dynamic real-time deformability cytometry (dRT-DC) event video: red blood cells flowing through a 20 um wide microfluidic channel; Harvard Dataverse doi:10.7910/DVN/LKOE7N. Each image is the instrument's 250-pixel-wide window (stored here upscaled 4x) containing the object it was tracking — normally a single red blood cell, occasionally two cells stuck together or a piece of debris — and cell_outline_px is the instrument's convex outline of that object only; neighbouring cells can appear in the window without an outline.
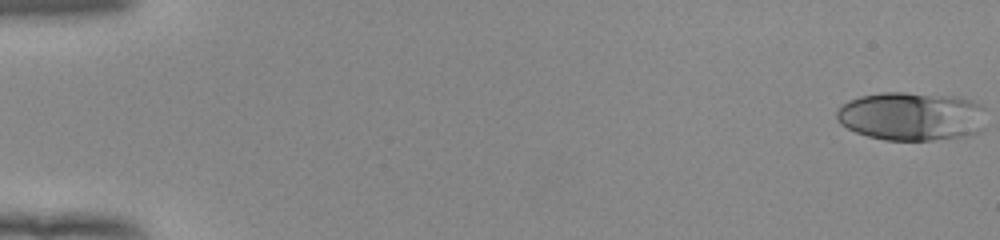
{"species": "human", "species_latin": "Homo sapiens", "temperature_condition": "room temperature", "stored_images_in_passage": 53, "camera_frame_rate_fps": 3000, "um_per_image_px": 0.085, "donor": {"sex": "female"}, "frame": {"image": 1, "passage_image": 1, "time_ms": 0.0, "image_size_px": [1000, 240], "cell_outline_px": [[984, 128], [980, 132], [960, 136], [932, 140], [884, 140], [868, 136], [856, 132], [840, 124], [836, 116], [836, 112], [848, 100], [860, 96], [880, 92], [904, 92], [960, 96], [984, 104]], "centroid_in_image_um": [77.52, 9.86], "position_along_channel_um": 7.5, "area_um2": 42.83}}
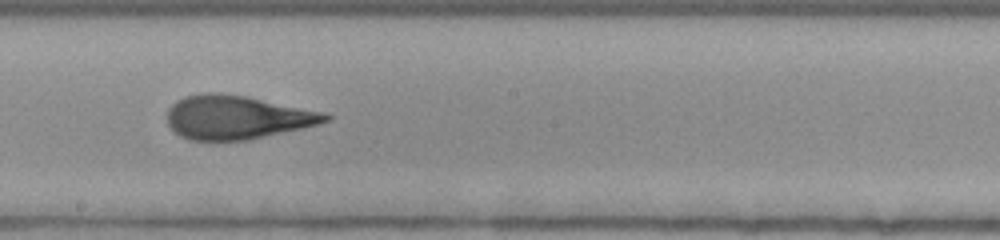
{"frame": {"image": 2, "passage_image": 31, "time_ms": 10.0, "image_size_px": [1000, 240], "cell_outline_px": [[332, 120], [320, 124], [248, 140], [192, 140], [180, 136], [168, 124], [168, 108], [176, 100], [184, 96], [200, 92], [216, 92], [248, 96], [324, 112], [332, 116]], "centroid_in_image_um": [20.15, 9.95], "position_along_channel_um": 228.1, "area_um2": 40.52}}
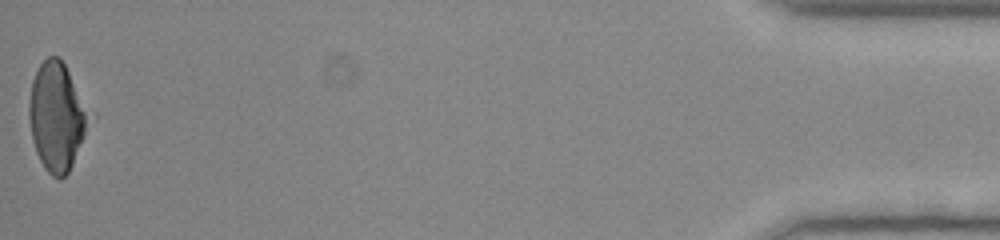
{"frame": {"image": 3, "passage_image": 53, "time_ms": 17.333, "image_size_px": [1000, 240], "cell_outline_px": [[96, 116], [68, 172], [60, 180], [52, 176], [44, 168], [36, 152], [32, 140], [28, 116], [28, 104], [32, 80], [40, 64], [48, 56], [60, 56], [96, 112]], "centroid_in_image_um": [4.93, 9.87], "position_along_channel_um": 430.3, "area_um2": 39.71}, "authors_computed_cell_mechanics": {"area_um2": 40.2866, "velocity_mm_per_s": 3.9646, "shape_relaxation_time_tau1_ms": 6.4694, "shape_relaxation_time_tau2_ms": 1.2728, "deformation_change_tau1": 0.2137, "deformation_change_tau2": 0.0962}}